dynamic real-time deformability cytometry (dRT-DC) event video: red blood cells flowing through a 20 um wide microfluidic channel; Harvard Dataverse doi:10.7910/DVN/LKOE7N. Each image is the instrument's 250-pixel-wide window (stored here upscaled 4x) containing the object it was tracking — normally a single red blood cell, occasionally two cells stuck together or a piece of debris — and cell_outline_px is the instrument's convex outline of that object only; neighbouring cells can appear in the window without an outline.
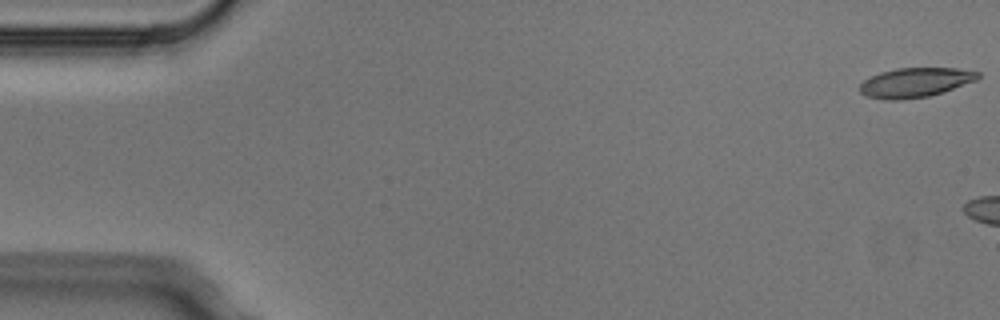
{"species": "Egyptian fruit bat (a non-hibernating species)", "species_latin": "Rousettus aegyptiacus", "temperature_condition": "cold", "stored_images_in_passage": 2, "camera_frame_rate_fps": 3000, "um_per_image_px": 0.085, "animal": {"sex": "male"}, "frame": {"image": 1, "passage_image": 1, "time_ms": 0.0, "image_size_px": [1000, 320], "cell_outline_px": [[980, 76], [976, 80], [944, 92], [928, 96], [900, 100], [884, 100], [868, 96], [860, 92], [860, 84], [864, 80], [880, 72], [896, 68], [956, 68], [980, 72]], "centroid_in_image_um": [77.8, 7.01], "position_along_channel_um": 7.2, "area_um2": 20.29}}